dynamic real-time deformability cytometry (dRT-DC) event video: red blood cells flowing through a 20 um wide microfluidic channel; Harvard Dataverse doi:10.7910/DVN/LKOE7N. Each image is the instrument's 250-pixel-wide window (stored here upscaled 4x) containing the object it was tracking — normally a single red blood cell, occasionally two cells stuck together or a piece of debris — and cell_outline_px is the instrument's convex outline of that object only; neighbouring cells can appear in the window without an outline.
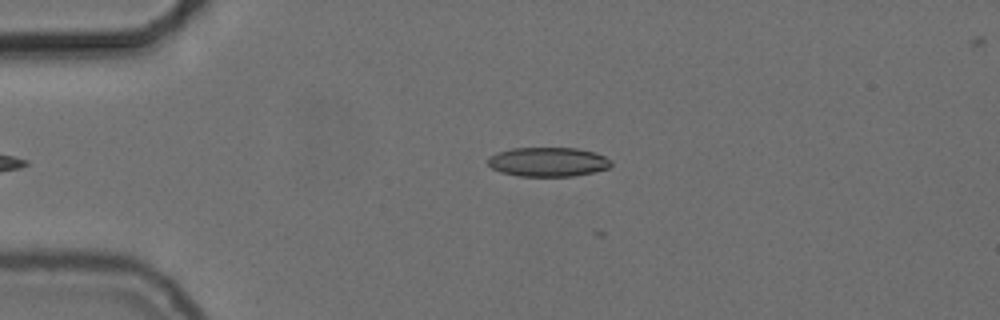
{"species": "common noctule bat (a hibernating species)", "species_latin": "Nyctalus noctula", "temperature_condition": "cold", "stored_images_in_passage": 5, "camera_frame_rate_fps": 3000, "um_per_image_px": 0.085, "animal": {"sex": "female", "body_mass_g": 24.6, "forearm_length_mm": 56.2}, "frame": {"image": 1, "passage_image": 2, "time_ms": 0.333, "image_size_px": [1000, 320], "cell_outline_px": [[612, 164], [608, 168], [576, 176], [520, 176], [500, 172], [492, 168], [488, 164], [488, 156], [496, 152], [512, 148], [576, 148], [596, 152], [612, 160]], "centroid_in_image_um": [46.58, 13.75], "position_along_channel_um": 38.4, "area_um2": 21.15}}